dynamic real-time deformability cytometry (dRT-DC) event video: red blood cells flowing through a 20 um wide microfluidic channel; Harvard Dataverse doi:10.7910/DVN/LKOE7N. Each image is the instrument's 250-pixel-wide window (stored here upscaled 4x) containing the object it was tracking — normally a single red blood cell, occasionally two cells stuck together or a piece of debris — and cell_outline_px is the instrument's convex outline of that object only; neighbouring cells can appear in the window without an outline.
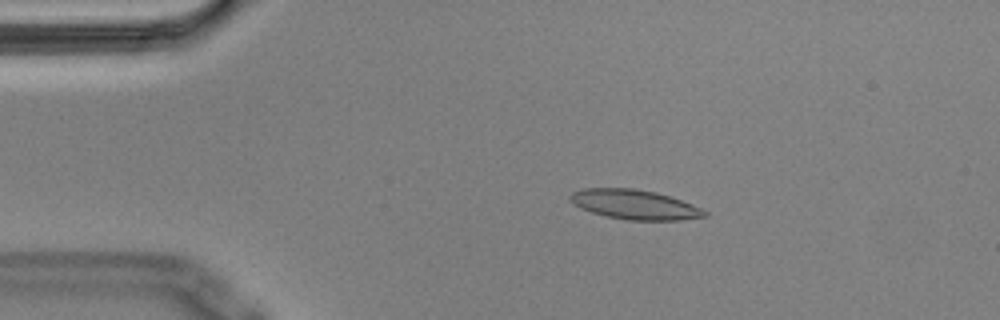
{"species": "Egyptian fruit bat (a non-hibernating species)", "species_latin": "Rousettus aegyptiacus", "temperature_condition": "cold", "stored_images_in_passage": 55, "camera_frame_rate_fps": 3000, "um_per_image_px": 0.085, "animal": {"sex": "male"}, "frame": {"image": 1, "passage_image": 10, "time_ms": 3.0, "image_size_px": [1000, 320], "cell_outline_px": [[708, 216], [680, 220], [628, 220], [604, 216], [580, 208], [568, 200], [568, 196], [572, 192], [584, 188], [632, 188], [656, 192], [692, 204], [708, 212]], "centroid_in_image_um": [53.91, 17.39], "position_along_channel_um": 31.1, "area_um2": 23.24}}
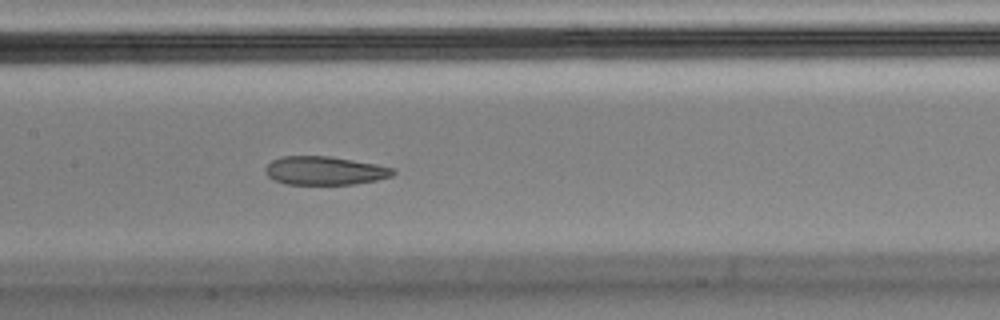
{"frame": {"image": 2, "passage_image": 26, "time_ms": 8.333, "image_size_px": [1000, 320], "cell_outline_px": [[396, 172], [392, 176], [376, 180], [352, 184], [284, 184], [268, 176], [264, 172], [264, 168], [272, 160], [284, 156], [328, 156], [376, 164], [392, 168]], "centroid_in_image_um": [27.58, 14.5], "position_along_channel_um": 179.8, "area_um2": 21.04}}
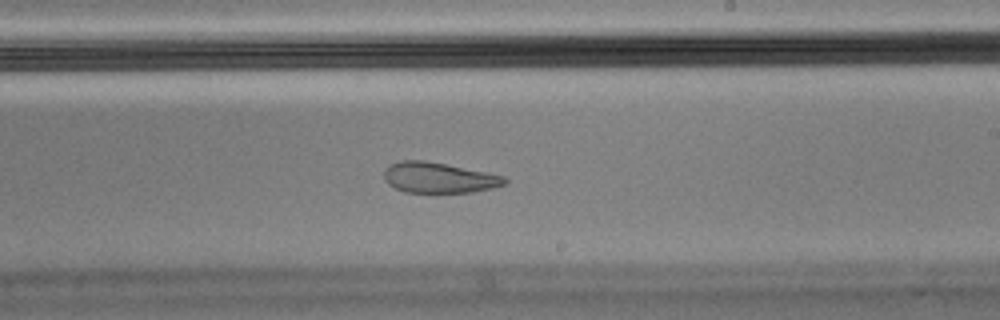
{"frame": {"image": 3, "passage_image": 32, "time_ms": 10.333, "image_size_px": [1000, 320], "cell_outline_px": [[508, 180], [504, 184], [492, 188], [472, 192], [404, 192], [388, 184], [384, 180], [384, 168], [388, 164], [400, 160], [424, 160], [504, 176]], "centroid_in_image_um": [37.23, 15.1], "position_along_channel_um": 251.8, "area_um2": 21.33}, "authors_computed_cell_mechanics": {"area_um2": 23.2356, "velocity_mm_per_s": 3.6109, "shape_relaxation_time_tau1_ms": null, "shape_relaxation_time_tau2_ms": 2.4256, "deformation_change_tau1": null, "deformation_change_tau2": 0.0875}}